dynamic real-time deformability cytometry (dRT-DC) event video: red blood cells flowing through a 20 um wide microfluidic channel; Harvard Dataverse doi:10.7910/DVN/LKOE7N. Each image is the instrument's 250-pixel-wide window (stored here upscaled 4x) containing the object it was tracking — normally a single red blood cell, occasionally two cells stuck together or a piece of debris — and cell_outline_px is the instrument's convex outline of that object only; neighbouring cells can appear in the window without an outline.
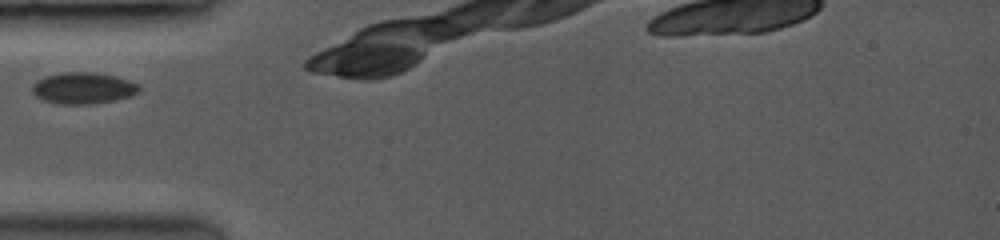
{"species": "common noctule bat (a hibernating species)", "species_latin": "Nyctalus noctula", "temperature_condition": "room temperature", "stored_images_in_passage": 2, "camera_frame_rate_fps": 3500, "um_per_image_px": 0.085, "animal": {"sex": "female", "body_mass_g": 19.0, "forearm_length_mm": 53.3}, "frame": {"image": 1, "passage_image": 1, "time_ms": 0.0, "image_size_px": [1000, 240], "cell_outline_px": [[140, 88], [136, 92], [128, 96], [112, 100], [88, 104], [60, 104], [44, 100], [36, 96], [32, 92], [32, 84], [36, 80], [44, 76], [60, 72], [96, 72], [116, 76], [140, 84]], "centroid_in_image_um": [7.02, 7.46], "position_along_channel_um": 78.0, "area_um2": 19.54}}